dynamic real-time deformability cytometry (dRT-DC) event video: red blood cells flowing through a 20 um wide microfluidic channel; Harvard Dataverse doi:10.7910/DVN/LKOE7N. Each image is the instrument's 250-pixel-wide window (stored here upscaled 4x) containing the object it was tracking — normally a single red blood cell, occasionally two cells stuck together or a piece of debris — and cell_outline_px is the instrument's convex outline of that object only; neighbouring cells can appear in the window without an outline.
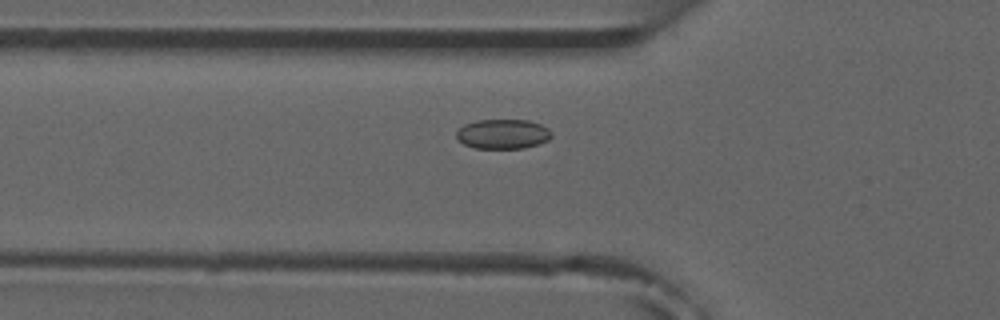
{"species": "common noctule bat (a hibernating species)", "species_latin": "Nyctalus noctula", "temperature_condition": "room temperature", "stored_images_in_passage": 2, "camera_frame_rate_fps": 3000, "um_per_image_px": 0.085, "animal": {"sex": "male", "forearm_length_mm": 52.5}, "frame": {"image": 1, "passage_image": 2, "time_ms": 2.0, "image_size_px": [1000, 320], "cell_outline_px": [[552, 136], [548, 140], [524, 148], [476, 148], [464, 144], [456, 136], [456, 132], [464, 124], [476, 120], [528, 120], [540, 124], [548, 128], [552, 132]], "centroid_in_image_um": [42.75, 11.38], "position_along_channel_um": 83.1, "area_um2": 16.36}}